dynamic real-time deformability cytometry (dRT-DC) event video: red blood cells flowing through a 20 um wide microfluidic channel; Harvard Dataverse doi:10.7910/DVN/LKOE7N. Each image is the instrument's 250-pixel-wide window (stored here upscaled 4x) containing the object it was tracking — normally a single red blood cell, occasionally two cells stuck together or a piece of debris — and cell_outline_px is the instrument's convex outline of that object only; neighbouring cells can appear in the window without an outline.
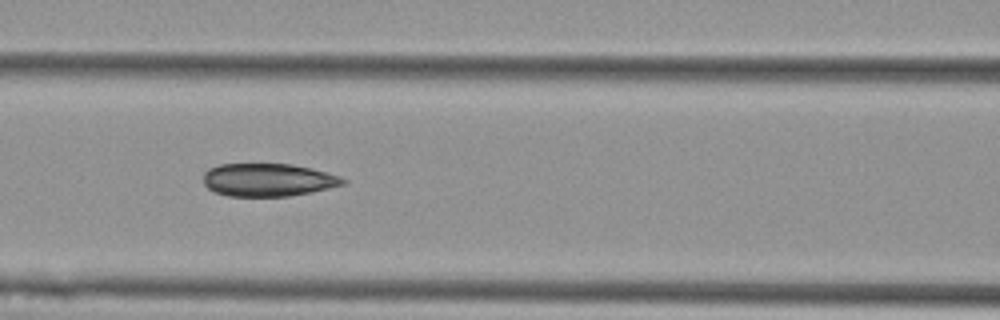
{"species": "Egyptian fruit bat (a non-hibernating species)", "species_latin": "Rousettus aegyptiacus", "temperature_condition": "cold", "stored_images_in_passage": 11, "camera_frame_rate_fps": 3000, "um_per_image_px": 0.085, "animal": {"sex": "female"}, "frame": {"image": 1, "passage_image": 7, "time_ms": 2.0, "image_size_px": [1000, 320], "cell_outline_px": [[348, 180], [344, 184], [312, 192], [288, 196], [228, 196], [216, 192], [208, 188], [204, 184], [204, 172], [208, 168], [220, 164], [292, 164], [312, 168], [340, 176]], "centroid_in_image_um": [22.79, 15.28], "position_along_channel_um": 143.8, "area_um2": 26.82}}
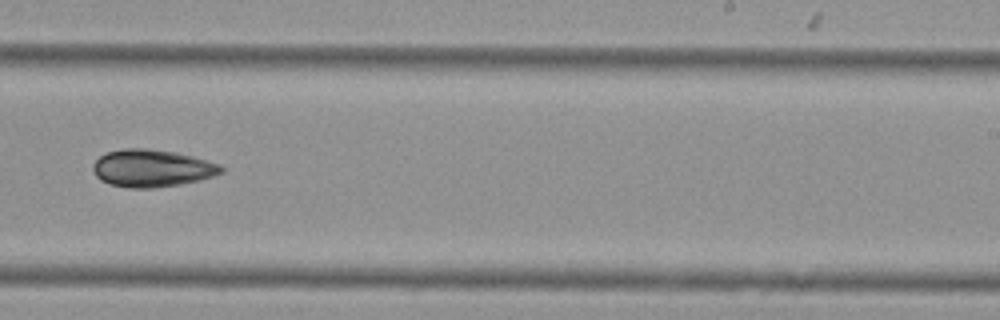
{"frame": {"image": 2, "passage_image": 10, "time_ms": 3.0, "image_size_px": [1000, 320], "cell_outline_px": [[224, 172], [200, 180], [180, 184], [152, 188], [128, 188], [112, 184], [100, 180], [96, 176], [92, 168], [92, 164], [100, 156], [108, 152], [124, 148], [148, 148], [176, 152], [208, 160], [220, 164], [224, 168]], "centroid_in_image_um": [12.93, 14.29], "position_along_channel_um": 276.1, "area_um2": 28.03}}
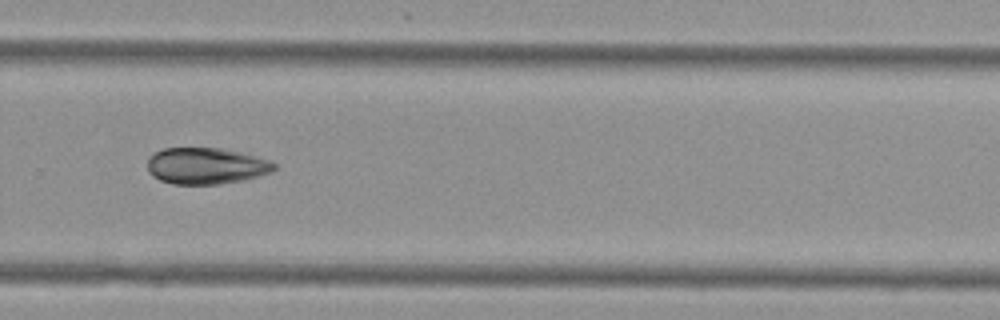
{"frame": {"image": 3, "passage_image": 11, "time_ms": 3.333, "image_size_px": [1000, 320], "cell_outline_px": [[276, 168], [272, 172], [260, 176], [244, 180], [220, 184], [172, 184], [160, 180], [152, 176], [148, 172], [148, 156], [152, 152], [164, 148], [220, 148], [240, 152], [268, 160], [276, 164]], "centroid_in_image_um": [17.49, 14.1], "position_along_channel_um": 312.3, "area_um2": 27.11}}